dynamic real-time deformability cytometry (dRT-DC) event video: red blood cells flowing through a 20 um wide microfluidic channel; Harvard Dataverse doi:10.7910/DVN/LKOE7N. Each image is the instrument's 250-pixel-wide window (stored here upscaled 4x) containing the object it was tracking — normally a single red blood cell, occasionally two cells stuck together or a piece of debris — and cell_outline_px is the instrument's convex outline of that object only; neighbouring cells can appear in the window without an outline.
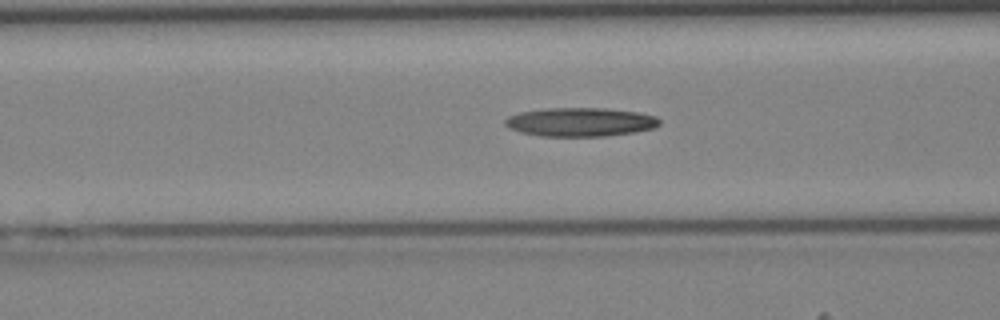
{"species": "Egyptian fruit bat (a non-hibernating species)", "species_latin": "Rousettus aegyptiacus", "temperature_condition": "cold", "stored_images_in_passage": 35, "camera_frame_rate_fps": 3000, "um_per_image_px": 0.085, "animal": {"sex": "female"}, "frame": {"image": 1, "passage_image": 12, "time_ms": 3.667, "image_size_px": [1000, 320], "cell_outline_px": [[660, 124], [656, 128], [636, 132], [604, 136], [540, 136], [520, 132], [508, 128], [504, 124], [504, 120], [508, 116], [520, 112], [548, 108], [604, 108], [636, 112], [656, 116], [660, 120]], "centroid_in_image_um": [49.33, 10.37], "position_along_channel_um": 117.3, "area_um2": 26.01}}
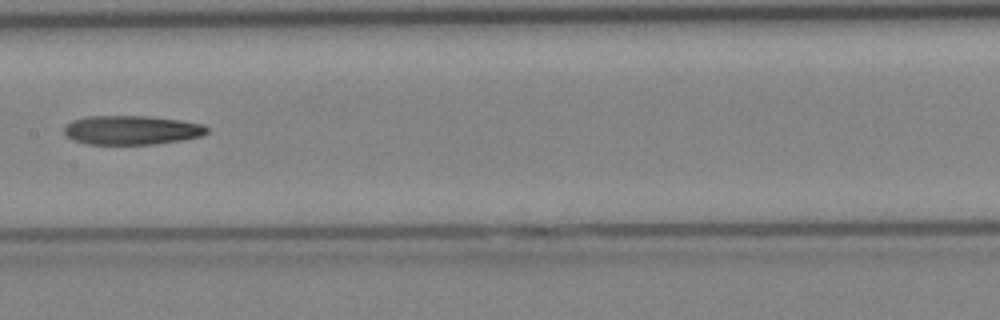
{"frame": {"image": 2, "passage_image": 17, "time_ms": 5.333, "image_size_px": [1000, 320], "cell_outline_px": [[208, 132], [204, 136], [156, 144], [88, 144], [72, 140], [64, 132], [64, 128], [72, 120], [84, 116], [148, 116], [180, 120], [204, 124], [208, 128]], "centroid_in_image_um": [11.21, 11.05], "position_along_channel_um": 196.2, "area_um2": 24.33}}
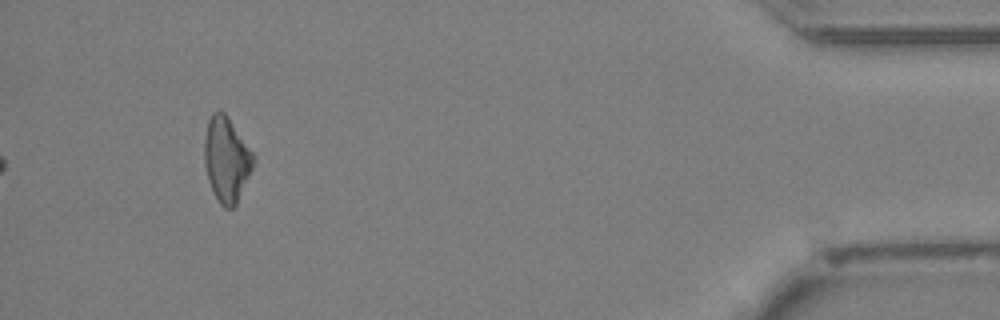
{"frame": {"image": 3, "passage_image": 35, "time_ms": 11.333, "image_size_px": [1000, 320], "cell_outline_px": [[256, 160], [236, 204], [232, 208], [224, 208], [220, 204], [208, 180], [204, 164], [204, 140], [208, 120], [212, 112], [224, 112], [228, 116], [256, 156]], "centroid_in_image_um": [19.26, 13.53], "position_along_channel_um": 415.9, "area_um2": 24.22}}